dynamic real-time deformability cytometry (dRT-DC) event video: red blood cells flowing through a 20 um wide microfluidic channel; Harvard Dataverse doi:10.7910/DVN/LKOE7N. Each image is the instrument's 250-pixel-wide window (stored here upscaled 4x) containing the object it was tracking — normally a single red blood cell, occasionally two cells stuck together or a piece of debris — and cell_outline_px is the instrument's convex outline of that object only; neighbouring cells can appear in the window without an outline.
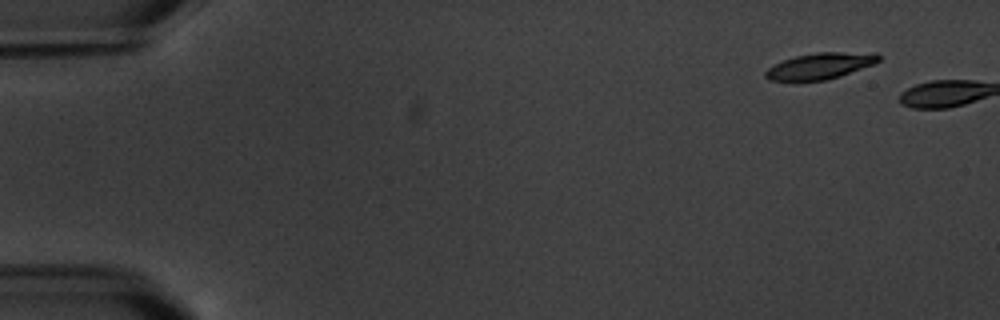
{"species": "common noctule bat (a hibernating species)", "species_latin": "Nyctalus noctula", "temperature_condition": "warm", "stored_images_in_passage": 7, "segment_of_instrument_passage": [2, 2], "camera_frame_rate_fps": 3000, "um_per_image_px": 0.085, "animal": {"sex": "male", "body_mass_g": 20.1, "forearm_length_mm": 53.5}, "frame": {"image": 1, "passage_image": 7, "time_ms": 7.0, "image_size_px": [1000, 320], "cell_outline_px": [[880, 60], [872, 64], [840, 76], [824, 80], [768, 80], [764, 76], [764, 72], [772, 64], [796, 56], [816, 52], [876, 52], [880, 56]], "centroid_in_image_um": [69.7, 5.59], "position_along_channel_um": 15.3, "area_um2": 17.17}}